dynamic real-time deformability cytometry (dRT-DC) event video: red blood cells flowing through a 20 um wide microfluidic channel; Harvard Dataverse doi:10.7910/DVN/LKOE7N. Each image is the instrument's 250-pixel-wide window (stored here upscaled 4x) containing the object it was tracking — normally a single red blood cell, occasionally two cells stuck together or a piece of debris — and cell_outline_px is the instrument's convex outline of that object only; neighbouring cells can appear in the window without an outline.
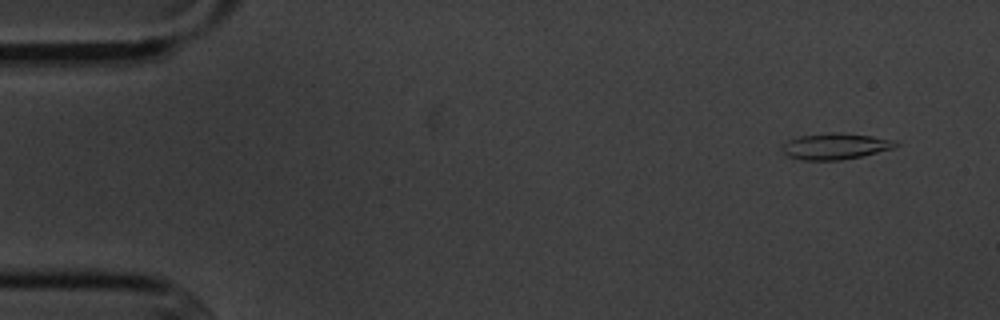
{"species": "common noctule bat (a hibernating species)", "species_latin": "Nyctalus noctula", "temperature_condition": "cold", "stored_images_in_passage": 6, "camera_frame_rate_fps": 3000, "um_per_image_px": 0.085, "animal": {"sex": "male", "body_mass_g": 20.1, "forearm_length_mm": 53.5}, "frame": {"image": 1, "passage_image": 1, "time_ms": 0.0, "image_size_px": [1000, 320], "cell_outline_px": [[900, 144], [896, 148], [860, 156], [840, 160], [800, 160], [788, 156], [784, 152], [784, 144], [788, 140], [800, 136], [828, 132], [840, 132], [872, 136], [896, 140]], "centroid_in_image_um": [71.06, 12.42], "position_along_channel_um": 13.9, "area_um2": 17.34}}
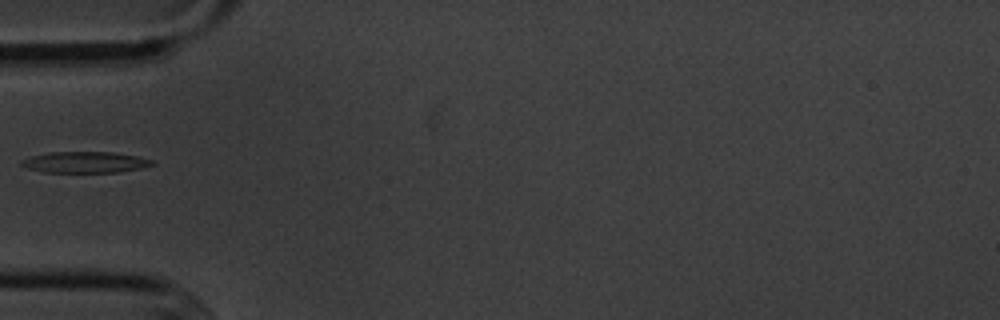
{"frame": {"image": 2, "passage_image": 5, "time_ms": 4.667, "image_size_px": [1000, 320], "cell_outline_px": [[156, 164], [140, 168], [120, 172], [44, 172], [28, 168], [20, 164], [20, 160], [32, 156], [48, 152], [112, 152], [136, 156], [156, 160]], "centroid_in_image_um": [7.26, 13.79], "position_along_channel_um": 77.7, "area_um2": 16.13}}
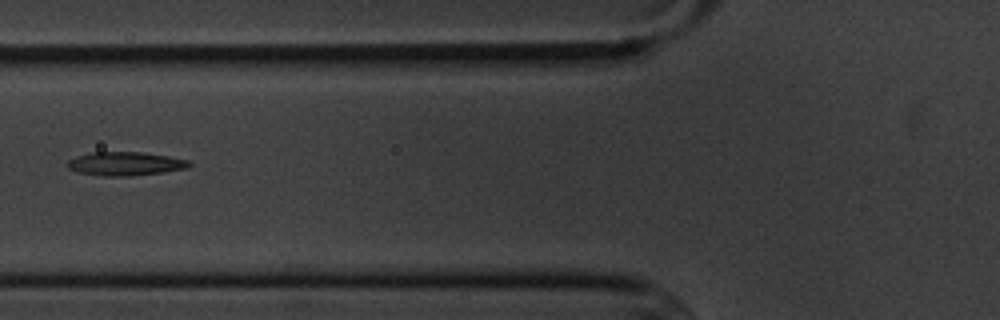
{"frame": {"image": 3, "passage_image": 6, "time_ms": 5.667, "image_size_px": [1000, 320], "cell_outline_px": [[192, 164], [188, 168], [164, 172], [132, 176], [104, 176], [76, 172], [68, 168], [64, 164], [68, 160], [76, 156], [92, 152], [144, 152], [168, 156], [188, 160]], "centroid_in_image_um": [10.62, 13.92], "position_along_channel_um": 115.2, "area_um2": 16.99}}